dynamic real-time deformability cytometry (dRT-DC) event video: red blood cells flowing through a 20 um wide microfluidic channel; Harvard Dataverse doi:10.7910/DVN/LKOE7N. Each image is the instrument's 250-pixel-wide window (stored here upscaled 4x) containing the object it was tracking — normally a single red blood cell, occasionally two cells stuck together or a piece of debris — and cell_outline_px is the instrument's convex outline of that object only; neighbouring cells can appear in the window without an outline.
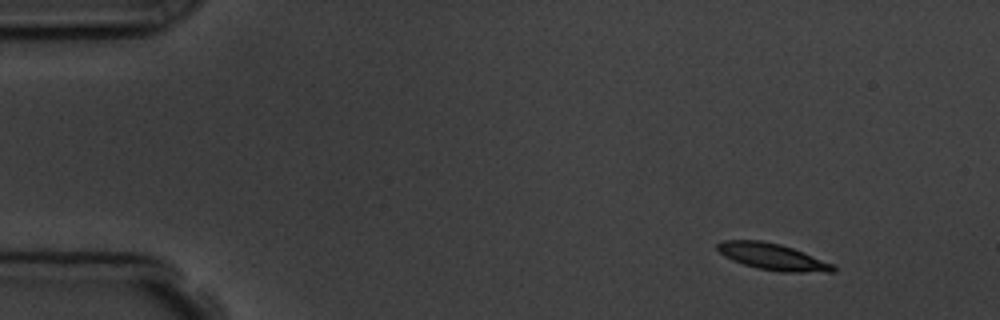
{"species": "common noctule bat (a hibernating species)", "species_latin": "Nyctalus noctula", "temperature_condition": "room temperature", "stored_images_in_passage": 4, "camera_frame_rate_fps": 3000, "um_per_image_px": 0.085, "animal": {"sex": "male", "body_mass_g": 19.5, "forearm_length_mm": 54.6}, "frame": {"image": 1, "passage_image": 1, "time_ms": 0.0, "image_size_px": [1000, 320], "cell_outline_px": [[836, 272], [780, 272], [756, 268], [732, 260], [724, 256], [716, 248], [716, 244], [720, 240], [760, 240], [780, 244], [792, 248], [832, 264], [836, 268]], "centroid_in_image_um": [65.62, 21.82], "position_along_channel_um": 19.4, "area_um2": 17.8}}
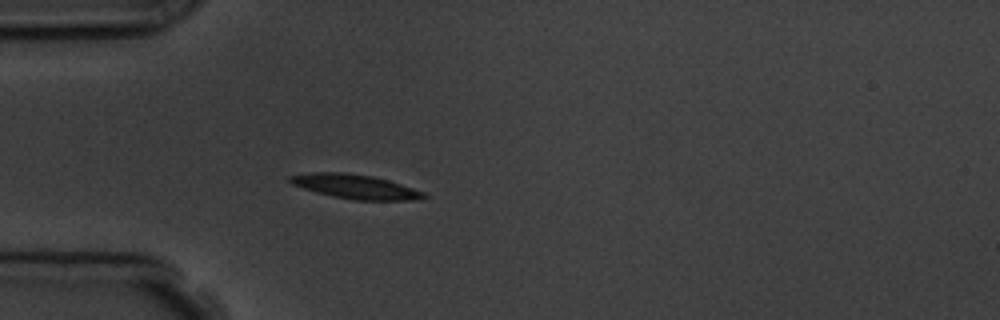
{"frame": {"image": 2, "passage_image": 4, "time_ms": 3.333, "image_size_px": [1000, 320], "cell_outline_px": [[428, 196], [412, 200], [352, 200], [332, 196], [316, 192], [292, 184], [288, 180], [288, 176], [312, 172], [344, 172], [372, 176], [388, 180], [424, 192]], "centroid_in_image_um": [30.17, 15.86], "position_along_channel_um": 54.8, "area_um2": 18.79}}